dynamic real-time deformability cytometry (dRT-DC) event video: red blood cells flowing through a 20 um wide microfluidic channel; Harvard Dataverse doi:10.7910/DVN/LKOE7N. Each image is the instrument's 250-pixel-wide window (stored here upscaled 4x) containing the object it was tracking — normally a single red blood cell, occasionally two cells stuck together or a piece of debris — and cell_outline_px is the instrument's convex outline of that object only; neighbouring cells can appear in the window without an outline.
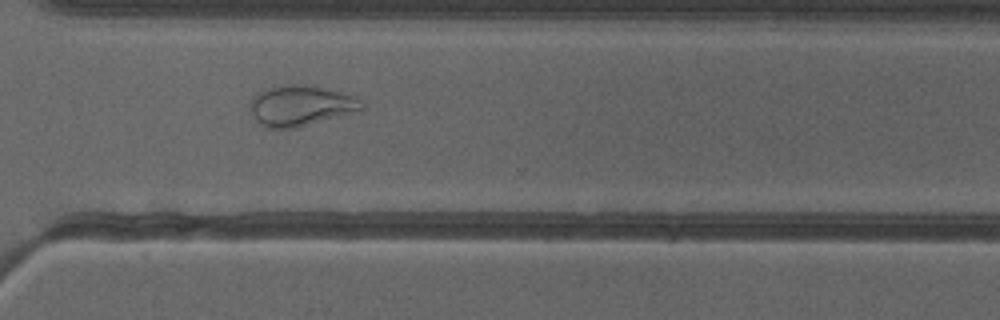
{"species": "common noctule bat (a hibernating species)", "species_latin": "Nyctalus noctula", "temperature_condition": "cold", "stored_images_in_passage": 37, "camera_frame_rate_fps": 3000, "um_per_image_px": 0.085, "animal": {"sex": "female"}, "frame": {"image": 1, "passage_image": 23, "time_ms": 7.333, "image_size_px": [1000, 320], "cell_outline_px": [[364, 108], [360, 112], [296, 128], [268, 128], [260, 124], [252, 116], [248, 104], [252, 96], [256, 92], [264, 88], [288, 84], [304, 84], [356, 96], [364, 104]], "centroid_in_image_um": [25.55, 8.99], "position_along_channel_um": 345.1, "area_um2": 26.93}}
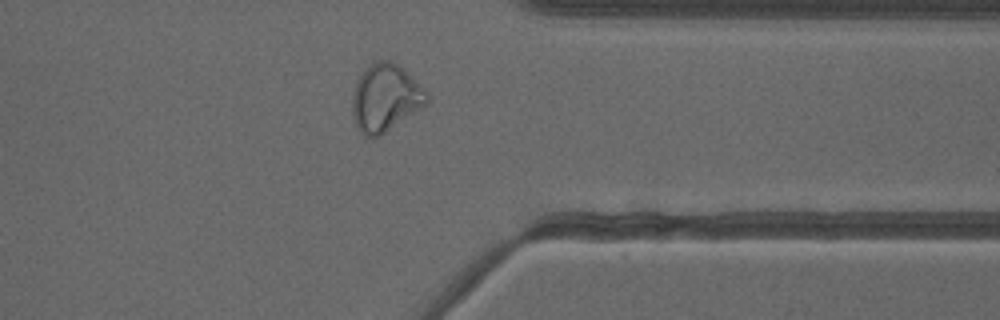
{"frame": {"image": 2, "passage_image": 26, "time_ms": 8.333, "image_size_px": [1000, 320], "cell_outline_px": [[432, 96], [428, 104], [380, 136], [372, 140], [364, 136], [360, 132], [356, 124], [352, 112], [352, 100], [356, 84], [364, 68], [376, 60], [392, 60], [424, 88]], "centroid_in_image_um": [32.78, 8.34], "position_along_channel_um": 378.6, "area_um2": 29.48}}
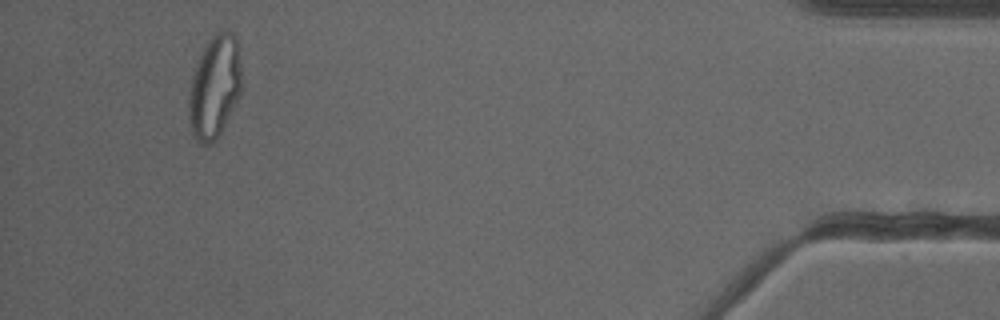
{"frame": {"image": 3, "passage_image": 34, "time_ms": 11.0, "image_size_px": [1000, 320], "cell_outline_px": [[244, 88], [216, 140], [208, 144], [200, 144], [192, 132], [188, 112], [188, 96], [192, 76], [196, 64], [208, 40], [220, 28], [232, 32], [236, 40]], "centroid_in_image_um": [18.25, 7.37], "position_along_channel_um": 416.9, "area_um2": 31.79}, "authors_computed_cell_mechanics": {"area_um2": 27.5128, "velocity_mm_per_s": 3.8549, "shape_relaxation_time_tau1_ms": null, "shape_relaxation_time_tau2_ms": 1.3707, "deformation_change_tau1": null, "deformation_change_tau2": 0.0859}}